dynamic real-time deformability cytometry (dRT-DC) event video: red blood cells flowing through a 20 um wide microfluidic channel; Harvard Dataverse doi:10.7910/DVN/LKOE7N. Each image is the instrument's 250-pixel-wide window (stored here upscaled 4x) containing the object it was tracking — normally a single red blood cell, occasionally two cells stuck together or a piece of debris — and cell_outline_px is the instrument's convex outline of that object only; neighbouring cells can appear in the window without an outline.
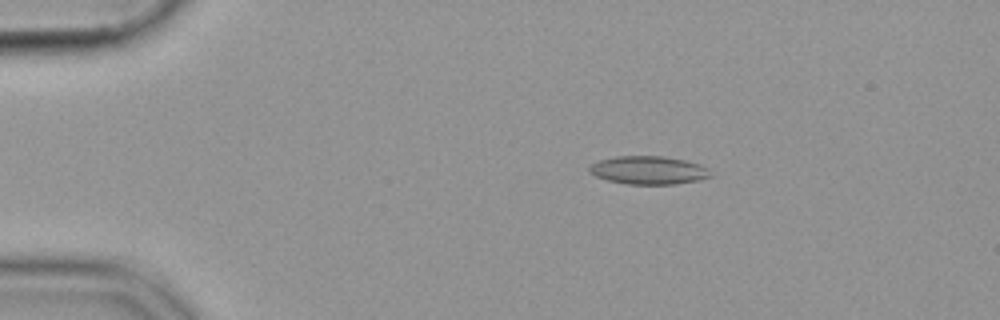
{"species": "common noctule bat (a hibernating species)", "species_latin": "Nyctalus noctula", "temperature_condition": "cold", "stored_images_in_passage": 55, "camera_frame_rate_fps": 3000, "um_per_image_px": 0.085, "animal": {"sex": "female", "body_mass_g": 19.9}, "frame": {"image": 1, "passage_image": 10, "time_ms": 3.0, "image_size_px": [1000, 320], "cell_outline_px": [[712, 176], [696, 180], [676, 184], [628, 184], [608, 180], [596, 176], [588, 172], [588, 164], [600, 160], [616, 156], [664, 156], [684, 160], [700, 164], [708, 168]], "centroid_in_image_um": [55.09, 14.46], "position_along_channel_um": 29.9, "area_um2": 19.94}}
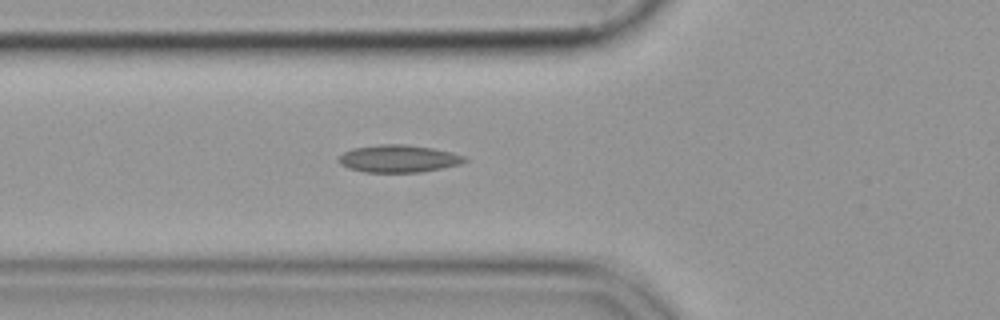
{"frame": {"image": 2, "passage_image": 20, "time_ms": 6.333, "image_size_px": [1000, 320], "cell_outline_px": [[468, 160], [460, 164], [420, 172], [364, 172], [348, 168], [340, 164], [336, 160], [344, 152], [352, 148], [380, 144], [404, 144], [432, 148], [452, 152], [464, 156]], "centroid_in_image_um": [33.84, 13.48], "position_along_channel_um": 92.0, "area_um2": 20.11}}
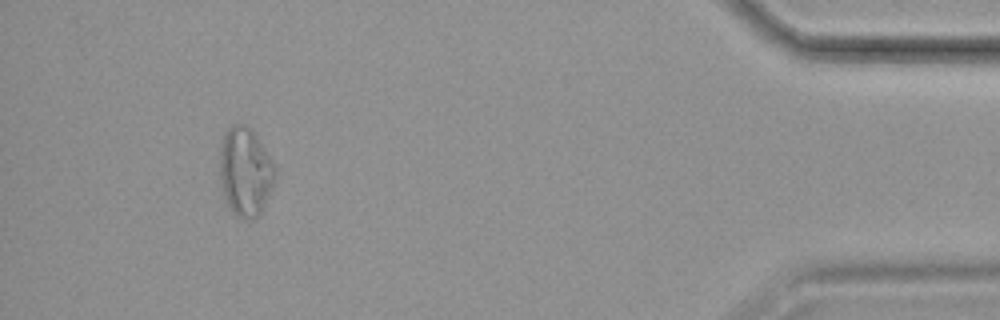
{"frame": {"image": 3, "passage_image": 51, "time_ms": 16.667, "image_size_px": [1000, 320], "cell_outline_px": [[276, 180], [260, 212], [252, 220], [244, 220], [236, 216], [232, 212], [224, 196], [220, 180], [220, 152], [224, 132], [232, 124], [244, 124], [256, 136], [272, 160], [276, 168]], "centroid_in_image_um": [20.85, 14.61], "position_along_channel_um": 414.4, "area_um2": 28.5}}